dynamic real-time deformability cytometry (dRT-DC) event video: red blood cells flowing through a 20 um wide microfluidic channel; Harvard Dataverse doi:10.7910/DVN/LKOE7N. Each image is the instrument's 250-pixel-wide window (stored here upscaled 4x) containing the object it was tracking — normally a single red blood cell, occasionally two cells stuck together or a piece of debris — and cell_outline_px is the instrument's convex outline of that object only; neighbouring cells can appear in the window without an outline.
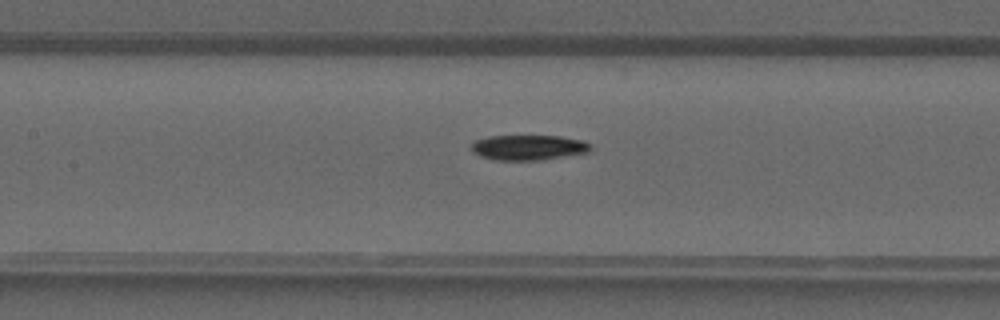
{"species": "common noctule bat (a hibernating species)", "species_latin": "Nyctalus noctula", "temperature_condition": "warm", "stored_images_in_passage": 41, "camera_frame_rate_fps": 3000, "um_per_image_px": 0.085, "animal": {"sex": "male", "forearm_length_mm": 52.5}, "frame": {"image": 1, "passage_image": 19, "time_ms": 6.0, "image_size_px": [1000, 320], "cell_outline_px": [[592, 148], [588, 152], [536, 160], [492, 160], [480, 156], [472, 152], [472, 144], [476, 140], [488, 136], [560, 136], [584, 140], [592, 144]], "centroid_in_image_um": [44.91, 12.53], "position_along_channel_um": 162.5, "area_um2": 17.46}}
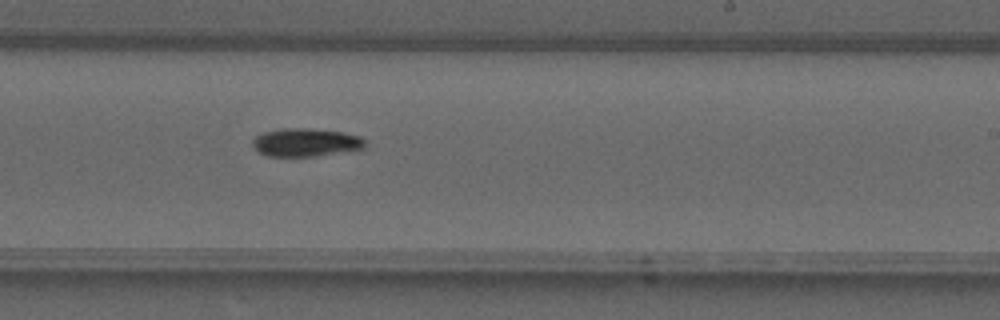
{"frame": {"image": 2, "passage_image": 25, "time_ms": 8.0, "image_size_px": [1000, 320], "cell_outline_px": [[368, 144], [364, 148], [316, 156], [268, 156], [260, 152], [252, 144], [252, 140], [256, 136], [264, 132], [284, 128], [308, 128], [340, 132], [360, 136]], "centroid_in_image_um": [26.0, 12.1], "position_along_channel_um": 263.0, "area_um2": 18.26}}
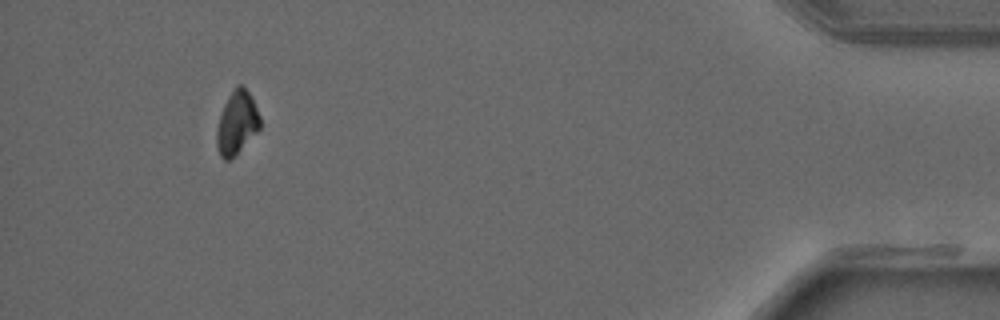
{"frame": {"image": 3, "passage_image": 38, "time_ms": 12.333, "image_size_px": [1000, 320], "cell_outline_px": [[260, 128], [228, 160], [224, 160], [220, 156], [216, 144], [216, 128], [224, 104], [228, 96], [236, 84], [240, 84], [248, 92], [260, 116]], "centroid_in_image_um": [20.1, 10.41], "position_along_channel_um": 415.1, "area_um2": 15.49}}